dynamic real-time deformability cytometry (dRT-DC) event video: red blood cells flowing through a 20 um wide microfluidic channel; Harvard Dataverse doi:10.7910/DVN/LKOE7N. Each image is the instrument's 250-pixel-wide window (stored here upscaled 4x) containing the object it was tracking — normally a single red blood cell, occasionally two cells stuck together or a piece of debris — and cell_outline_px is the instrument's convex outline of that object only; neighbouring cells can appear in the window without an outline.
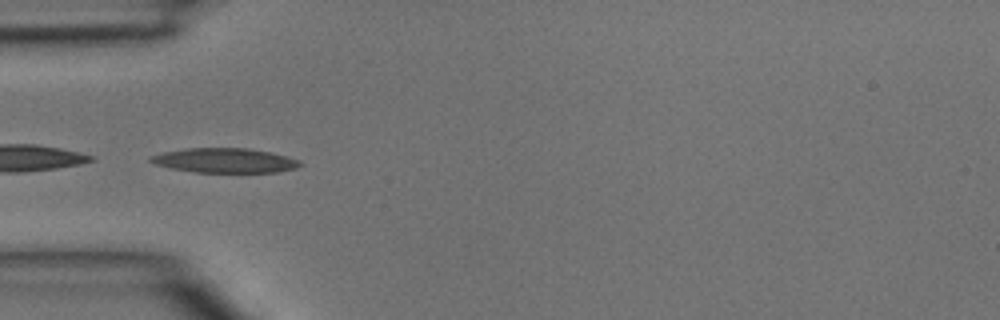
{"species": "common noctule bat (a hibernating species)", "species_latin": "Nyctalus noctula", "temperature_condition": "room temperature", "stored_images_in_passage": 3, "camera_frame_rate_fps": 3000, "um_per_image_px": 0.085, "animal": {"sex": "male", "body_mass_g": 15.6}, "frame": {"image": 1, "passage_image": 3, "time_ms": 0.667, "image_size_px": [1000, 320], "cell_outline_px": [[304, 164], [296, 168], [276, 172], [196, 172], [168, 168], [156, 164], [148, 160], [148, 156], [164, 152], [188, 148], [248, 148], [272, 152], [288, 156], [300, 160]], "centroid_in_image_um": [19.13, 13.63], "position_along_channel_um": 65.9, "area_um2": 21.56}}